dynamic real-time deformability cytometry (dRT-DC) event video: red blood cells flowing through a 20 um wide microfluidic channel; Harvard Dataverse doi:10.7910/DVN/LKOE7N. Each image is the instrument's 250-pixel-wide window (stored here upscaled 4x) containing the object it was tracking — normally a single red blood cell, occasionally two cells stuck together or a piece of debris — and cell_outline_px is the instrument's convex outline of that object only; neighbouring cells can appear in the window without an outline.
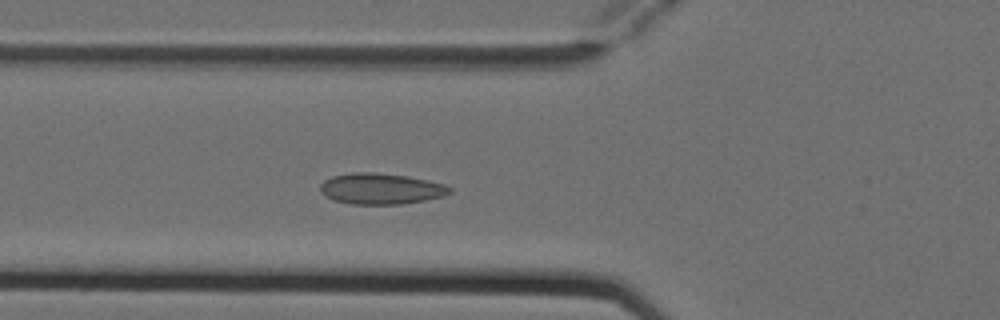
{"species": "Egyptian fruit bat (a non-hibernating species)", "species_latin": "Rousettus aegyptiacus", "temperature_condition": "cold", "stored_images_in_passage": 4, "camera_frame_rate_fps": 3000, "um_per_image_px": 0.085, "animal": {"sex": "female"}, "frame": {"image": 1, "passage_image": 4, "time_ms": 1.0, "image_size_px": [1000, 320], "cell_outline_px": [[452, 192], [444, 196], [424, 200], [400, 204], [352, 204], [336, 200], [320, 192], [320, 184], [324, 180], [332, 176], [352, 172], [372, 172], [408, 176], [444, 184], [452, 188]], "centroid_in_image_um": [32.38, 16.03], "position_along_channel_um": 93.4, "area_um2": 23.24}}